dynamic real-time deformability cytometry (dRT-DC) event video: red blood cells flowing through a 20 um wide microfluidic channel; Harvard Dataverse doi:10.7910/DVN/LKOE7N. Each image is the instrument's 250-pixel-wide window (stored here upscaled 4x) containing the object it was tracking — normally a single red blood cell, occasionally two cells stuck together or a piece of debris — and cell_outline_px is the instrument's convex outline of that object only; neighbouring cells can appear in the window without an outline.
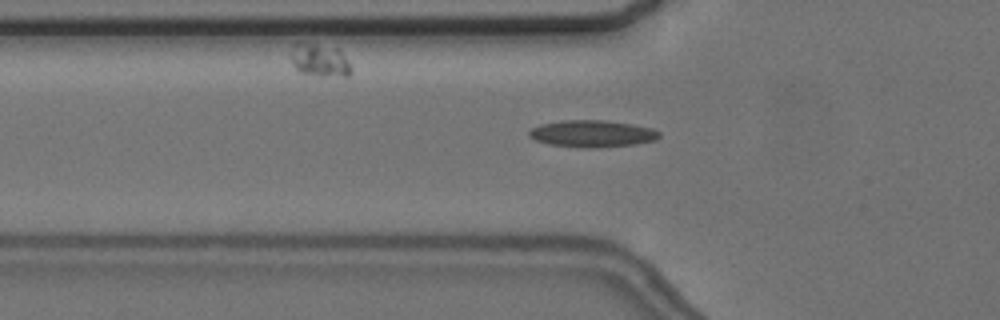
{"species": "common noctule bat (a hibernating species)", "species_latin": "Nyctalus noctula", "temperature_condition": "cold", "stored_images_in_passage": 53, "camera_frame_rate_fps": 3000, "um_per_image_px": 0.085, "animal": {"sex": "female", "body_mass_g": 24.6, "forearm_length_mm": 56.2}, "frame": {"image": 1, "passage_image": 17, "time_ms": 5.333, "image_size_px": [1000, 320], "cell_outline_px": [[660, 136], [656, 140], [636, 144], [596, 148], [580, 148], [548, 144], [536, 140], [528, 136], [528, 132], [532, 128], [540, 124], [560, 120], [604, 120], [632, 124], [652, 128], [660, 132]], "centroid_in_image_um": [50.33, 11.36], "position_along_channel_um": 75.5, "area_um2": 20.63}}
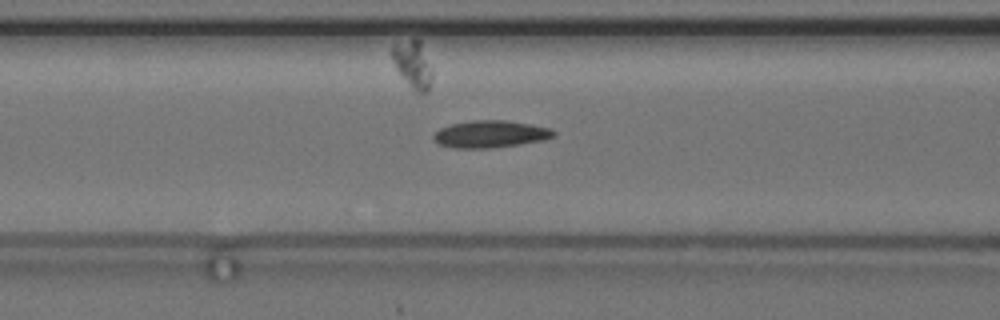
{"frame": {"image": 2, "passage_image": 21, "time_ms": 6.667, "image_size_px": [1000, 320], "cell_outline_px": [[556, 136], [544, 140], [520, 144], [488, 148], [452, 148], [436, 144], [432, 140], [432, 136], [440, 128], [452, 124], [472, 120], [504, 120], [552, 128], [556, 132]], "centroid_in_image_um": [41.66, 11.4], "position_along_channel_um": 124.9, "area_um2": 19.13}}
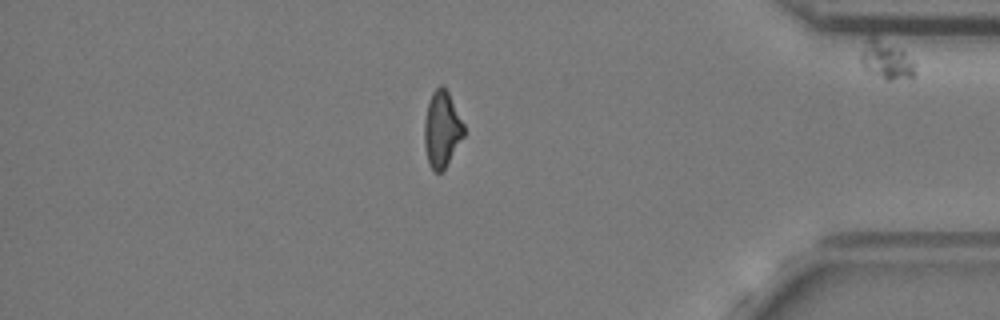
{"frame": {"image": 3, "passage_image": 46, "time_ms": 15.0, "image_size_px": [1000, 320], "cell_outline_px": [[464, 136], [444, 168], [440, 172], [436, 172], [428, 164], [424, 144], [424, 120], [428, 104], [432, 92], [440, 84], [448, 92], [464, 124]], "centroid_in_image_um": [37.54, 10.98], "position_along_channel_um": 397.7, "area_um2": 17.28}}